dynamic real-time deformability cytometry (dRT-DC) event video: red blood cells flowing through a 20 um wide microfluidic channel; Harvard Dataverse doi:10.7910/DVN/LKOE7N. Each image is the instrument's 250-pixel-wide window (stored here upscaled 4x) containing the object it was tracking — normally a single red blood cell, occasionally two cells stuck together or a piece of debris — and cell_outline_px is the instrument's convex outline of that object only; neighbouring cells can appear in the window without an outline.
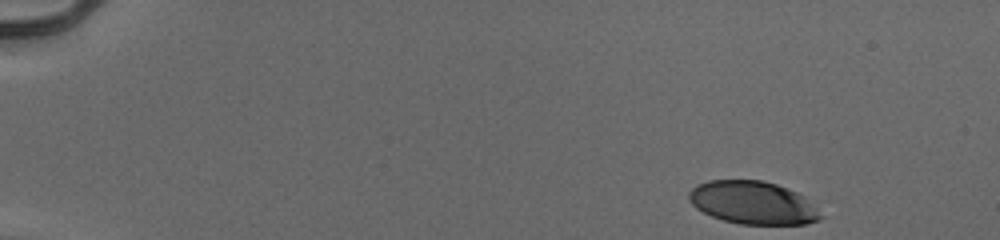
{"species": "human", "species_latin": "Homo sapiens", "temperature_condition": "cold", "stored_images_in_passage": 42, "camera_frame_rate_fps": 3000, "um_per_image_px": 0.085, "donor": {"sex": "male"}, "frame": {"image": 1, "passage_image": 1, "time_ms": 0.0, "image_size_px": [1000, 240], "cell_outline_px": [[824, 216], [816, 220], [804, 224], [740, 224], [724, 220], [712, 216], [696, 208], [688, 200], [688, 192], [696, 184], [708, 180], [764, 180], [776, 184], [796, 192], [804, 196]], "centroid_in_image_um": [63.96, 17.22], "position_along_channel_um": 21.0, "area_um2": 32.89}}
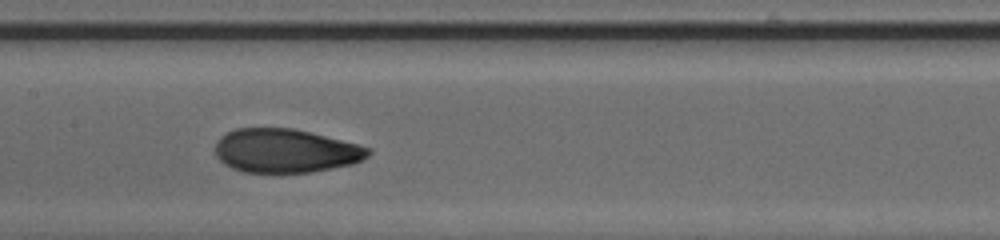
{"frame": {"image": 2, "passage_image": 24, "time_ms": 7.667, "image_size_px": [1000, 240], "cell_outline_px": [[372, 152], [368, 156], [352, 164], [312, 172], [276, 176], [244, 172], [232, 168], [224, 164], [216, 156], [216, 140], [220, 136], [236, 128], [292, 128], [360, 144], [372, 148]], "centroid_in_image_um": [24.26, 12.86], "position_along_channel_um": 183.1, "area_um2": 40.06}}
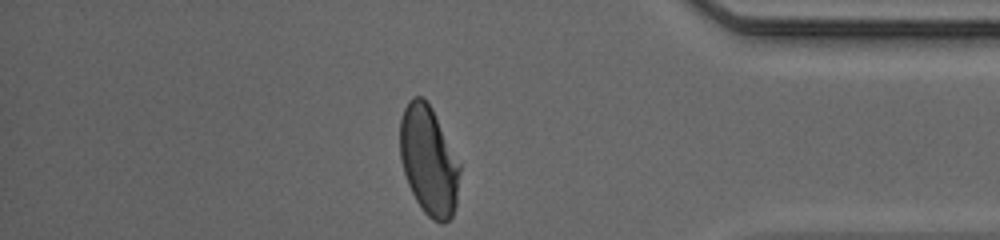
{"frame": {"image": 3, "passage_image": 42, "time_ms": 13.667, "image_size_px": [1000, 240], "cell_outline_px": [[460, 172], [456, 204], [452, 216], [444, 224], [440, 224], [432, 220], [424, 212], [416, 200], [408, 184], [400, 160], [400, 120], [404, 108], [408, 100], [412, 96], [420, 96], [432, 108], [460, 164]], "centroid_in_image_um": [36.43, 13.67], "position_along_channel_um": 398.8, "area_um2": 37.92}, "authors_computed_cell_mechanics": {"area_um2": 39.015, "velocity_mm_per_s": 3.9492, "shape_relaxation_time_tau1_ms": 4.1338, "shape_relaxation_time_tau2_ms": 0.8401, "deformation_change_tau1": 0.1787, "deformation_change_tau2": 0.0568}}